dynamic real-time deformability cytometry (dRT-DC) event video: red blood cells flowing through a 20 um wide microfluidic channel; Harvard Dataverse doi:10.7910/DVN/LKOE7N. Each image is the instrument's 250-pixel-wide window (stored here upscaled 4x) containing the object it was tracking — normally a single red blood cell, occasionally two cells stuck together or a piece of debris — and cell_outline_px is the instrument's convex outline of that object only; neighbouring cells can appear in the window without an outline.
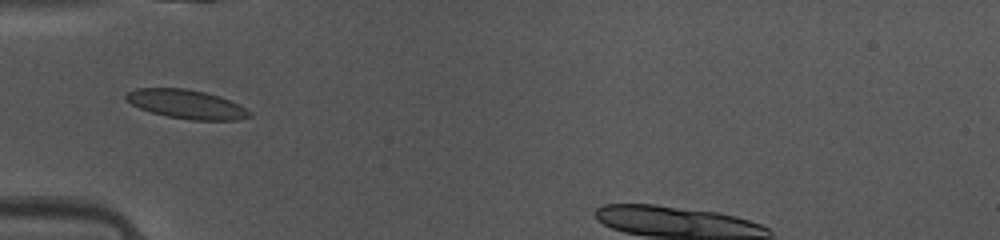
{"species": "common noctule bat (a hibernating species)", "species_latin": "Nyctalus noctula", "temperature_condition": "warm", "stored_images_in_passage": 31, "camera_frame_rate_fps": 3000, "um_per_image_px": 0.085, "animal": {"sex": "female", "body_mass_g": 10.0, "forearm_length_mm": 53.1}, "frame": {"image": 1, "passage_image": 3, "time_ms": 0.667, "image_size_px": [1000, 240], "cell_outline_px": [[252, 116], [240, 120], [192, 120], [168, 116], [152, 112], [140, 108], [132, 104], [124, 96], [128, 92], [136, 88], [184, 88], [204, 92], [220, 96], [240, 104], [252, 112]], "centroid_in_image_um": [15.91, 8.86], "position_along_channel_um": 69.1, "area_um2": 20.81}}
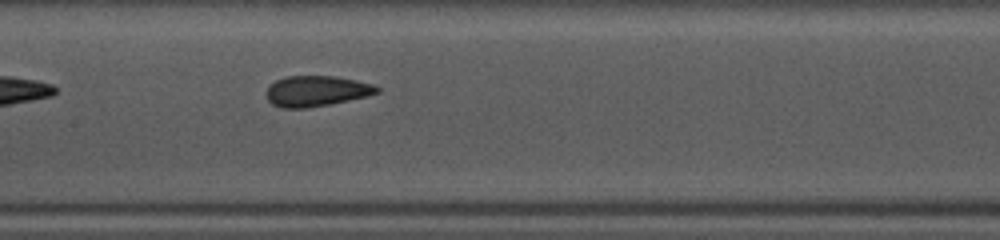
{"frame": {"image": 2, "passage_image": 11, "time_ms": 3.333, "image_size_px": [1000, 240], "cell_outline_px": [[380, 92], [368, 96], [328, 104], [304, 108], [280, 108], [272, 104], [264, 96], [264, 92], [268, 84], [284, 76], [336, 76], [372, 84], [380, 88]], "centroid_in_image_um": [26.82, 7.73], "position_along_channel_um": 180.6, "area_um2": 19.94}}
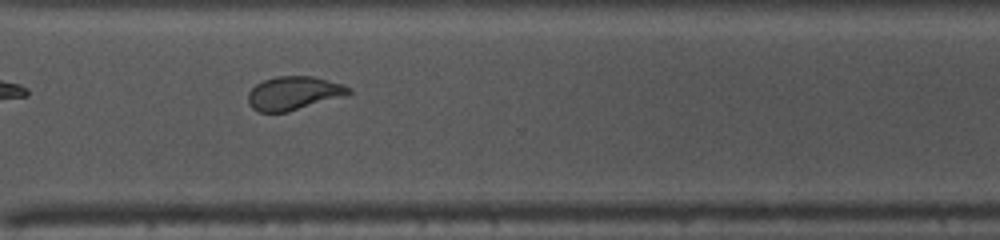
{"frame": {"image": 3, "passage_image": 23, "time_ms": 7.333, "image_size_px": [1000, 240], "cell_outline_px": [[352, 92], [344, 96], [288, 112], [260, 112], [252, 108], [248, 104], [248, 92], [256, 84], [264, 80], [276, 76], [312, 76], [344, 84], [352, 88]], "centroid_in_image_um": [24.97, 7.92], "position_along_channel_um": 345.6, "area_um2": 19.77}}